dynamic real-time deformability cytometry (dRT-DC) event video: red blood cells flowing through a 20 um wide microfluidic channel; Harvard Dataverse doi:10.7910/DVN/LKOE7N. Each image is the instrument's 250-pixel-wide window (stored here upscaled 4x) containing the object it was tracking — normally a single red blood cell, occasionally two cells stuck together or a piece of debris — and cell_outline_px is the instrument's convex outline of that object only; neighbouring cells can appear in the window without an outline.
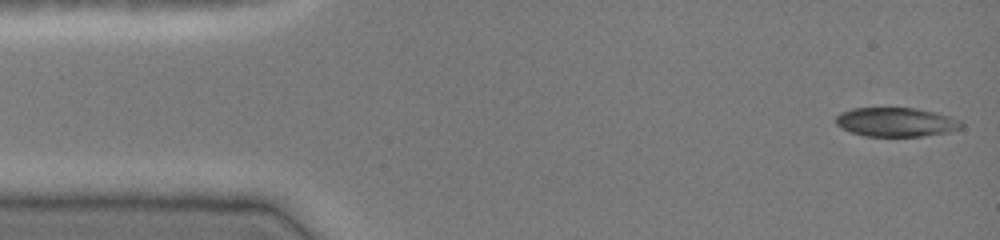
{"species": "common noctule bat (a hibernating species)", "species_latin": "Nyctalus noctula", "temperature_condition": "cold", "stored_images_in_passage": 45, "camera_frame_rate_fps": 3000, "um_per_image_px": 0.085, "animal": {"sex": "female", "body_mass_g": 19.0, "forearm_length_mm": 51.5}, "frame": {"image": 1, "passage_image": 1, "time_ms": 0.0, "image_size_px": [1000, 240], "cell_outline_px": [[964, 124], [960, 128], [948, 132], [924, 136], [864, 136], [840, 128], [836, 124], [836, 116], [840, 112], [852, 108], [916, 108], [952, 116], [960, 120]], "centroid_in_image_um": [76.16, 10.37], "position_along_channel_um": 8.8, "area_um2": 21.39}}
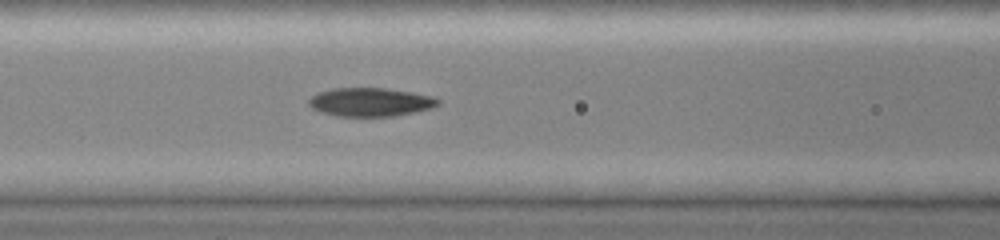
{"frame": {"image": 2, "passage_image": 18, "time_ms": 5.667, "image_size_px": [1000, 240], "cell_outline_px": [[440, 104], [432, 108], [392, 116], [336, 116], [320, 112], [312, 108], [308, 104], [308, 100], [316, 92], [332, 88], [388, 88], [436, 96], [440, 100]], "centroid_in_image_um": [31.48, 8.66], "position_along_channel_um": 135.1, "area_um2": 21.73}}
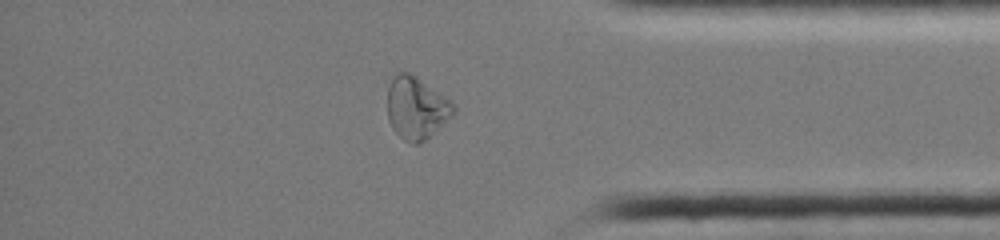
{"frame": {"image": 3, "passage_image": 38, "time_ms": 12.333, "image_size_px": [1000, 240], "cell_outline_px": [[456, 112], [424, 140], [416, 144], [412, 144], [404, 140], [392, 128], [388, 120], [388, 88], [392, 80], [400, 72], [408, 72], [416, 76], [452, 100], [456, 108]], "centroid_in_image_um": [35.41, 9.17], "position_along_channel_um": 399.8, "area_um2": 23.76}, "authors_computed_cell_mechanics": {"area_um2": 21.6172, "velocity_mm_per_s": 4.0969, "shape_relaxation_time_tau1_ms": null, "shape_relaxation_time_tau2_ms": 5.2807, "deformation_change_tau1": null, "deformation_change_tau2": 0.0927}}